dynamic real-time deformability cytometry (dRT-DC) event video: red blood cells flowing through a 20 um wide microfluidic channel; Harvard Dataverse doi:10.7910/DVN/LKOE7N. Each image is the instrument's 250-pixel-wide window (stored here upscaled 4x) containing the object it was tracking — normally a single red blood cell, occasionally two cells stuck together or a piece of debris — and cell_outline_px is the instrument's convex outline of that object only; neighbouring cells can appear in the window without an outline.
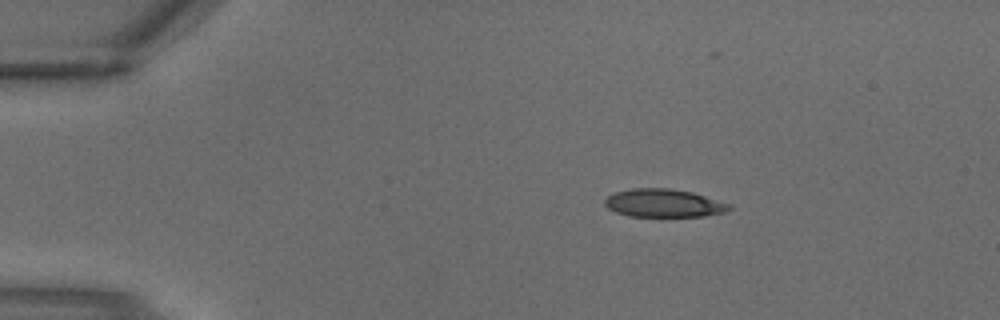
{"species": "common noctule bat (a hibernating species)", "species_latin": "Nyctalus noctula", "temperature_condition": "warm", "stored_images_in_passage": 2, "camera_frame_rate_fps": 3000, "um_per_image_px": 0.085, "animal": {"sex": "male", "body_mass_g": 18.8}, "frame": {"image": 1, "passage_image": 1, "time_ms": 0.0, "image_size_px": [1000, 320], "cell_outline_px": [[732, 208], [724, 212], [704, 216], [628, 216], [616, 212], [608, 208], [604, 204], [604, 200], [608, 196], [616, 192], [632, 188], [672, 188], [692, 192], [732, 204]], "centroid_in_image_um": [56.43, 17.26], "position_along_channel_um": 28.6, "area_um2": 20.4}}